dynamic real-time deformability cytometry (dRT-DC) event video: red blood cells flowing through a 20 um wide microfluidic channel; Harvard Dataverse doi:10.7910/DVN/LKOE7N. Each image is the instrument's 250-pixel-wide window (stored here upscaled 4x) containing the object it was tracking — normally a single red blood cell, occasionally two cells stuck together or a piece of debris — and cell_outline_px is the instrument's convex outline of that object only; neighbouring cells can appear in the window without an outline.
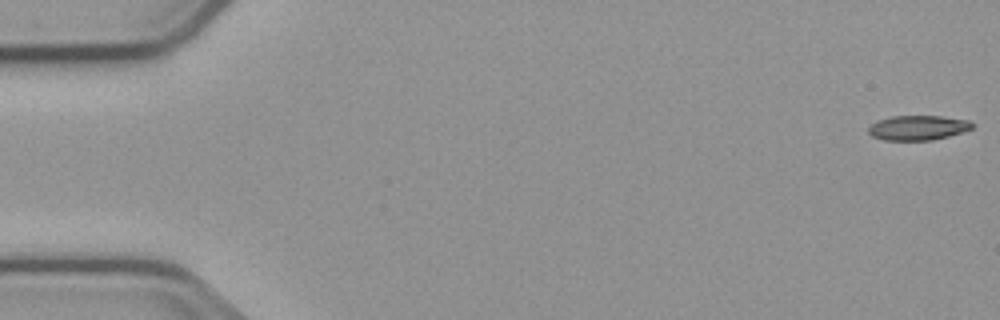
{"species": "common noctule bat (a hibernating species)", "species_latin": "Nyctalus noctula", "temperature_condition": "cold", "stored_images_in_passage": 6, "camera_frame_rate_fps": 3000, "um_per_image_px": 0.085, "animal": {"sex": "male", "body_mass_g": 23.1, "forearm_length_mm": 52.7}, "frame": {"image": 1, "passage_image": 1, "time_ms": 0.0, "image_size_px": [1000, 320], "cell_outline_px": [[976, 124], [972, 128], [948, 136], [932, 140], [884, 140], [872, 136], [868, 132], [868, 128], [876, 120], [892, 116], [940, 116], [968, 120]], "centroid_in_image_um": [78.01, 10.85], "position_along_channel_um": 7.0, "area_um2": 14.91}}
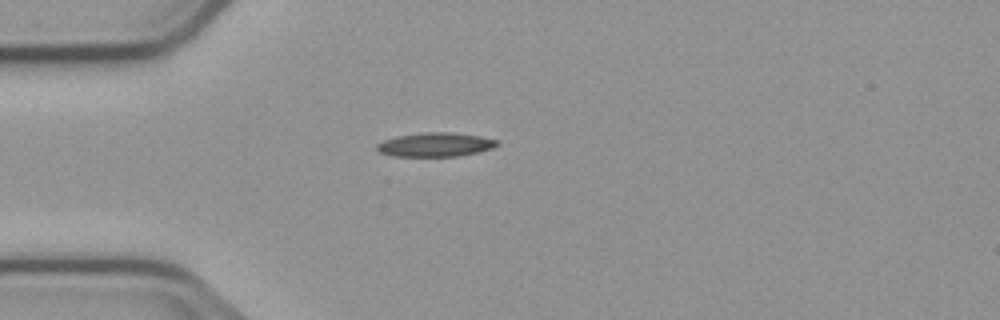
{"frame": {"image": 2, "passage_image": 5, "time_ms": 4.667, "image_size_px": [1000, 320], "cell_outline_px": [[500, 144], [492, 148], [476, 152], [456, 156], [392, 156], [380, 152], [376, 148], [376, 144], [384, 140], [396, 136], [428, 132], [448, 132], [480, 136], [496, 140]], "centroid_in_image_um": [36.98, 12.29], "position_along_channel_um": 48.0, "area_um2": 16.59}}